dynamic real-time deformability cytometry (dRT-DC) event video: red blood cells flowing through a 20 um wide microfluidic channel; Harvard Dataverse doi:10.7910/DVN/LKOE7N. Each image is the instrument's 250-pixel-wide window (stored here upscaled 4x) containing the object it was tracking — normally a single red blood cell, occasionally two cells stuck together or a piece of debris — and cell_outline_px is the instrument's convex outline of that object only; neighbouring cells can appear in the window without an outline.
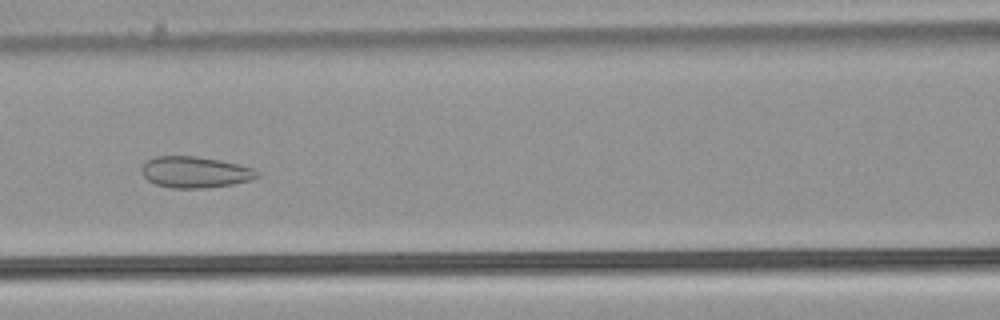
{"species": "common noctule bat (a hibernating species)", "species_latin": "Nyctalus noctula", "temperature_condition": "warm", "stored_images_in_passage": 51, "camera_frame_rate_fps": 3000, "um_per_image_px": 0.085, "animal": {"sex": "male", "body_mass_g": 21.5, "forearm_length_mm": 52.0}, "frame": {"image": 1, "passage_image": 23, "time_ms": 7.333, "image_size_px": [1000, 320], "cell_outline_px": [[260, 176], [248, 180], [232, 184], [208, 188], [172, 188], [156, 184], [148, 180], [144, 176], [140, 168], [148, 160], [156, 156], [196, 156], [220, 160], [240, 164], [256, 168], [260, 172]], "centroid_in_image_um": [16.62, 14.63], "position_along_channel_um": 150.0, "area_um2": 21.15}}
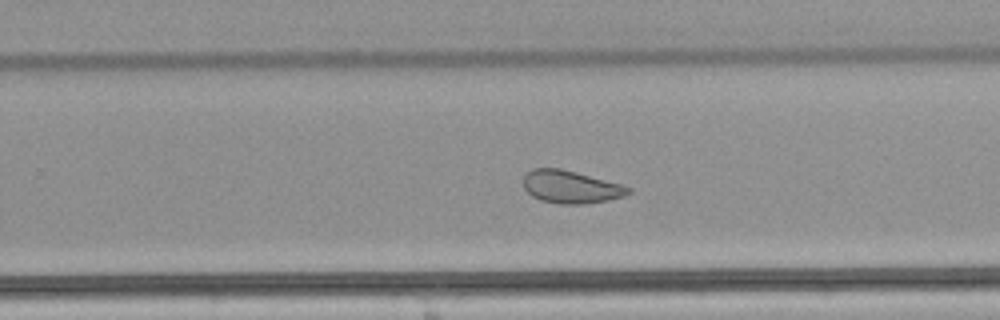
{"frame": {"image": 2, "passage_image": 33, "time_ms": 10.667, "image_size_px": [1000, 320], "cell_outline_px": [[632, 192], [624, 196], [608, 200], [584, 204], [560, 204], [540, 200], [532, 196], [524, 188], [524, 176], [532, 168], [560, 168], [576, 172], [620, 184], [632, 188]], "centroid_in_image_um": [48.52, 15.89], "position_along_channel_um": 281.3, "area_um2": 19.94}}
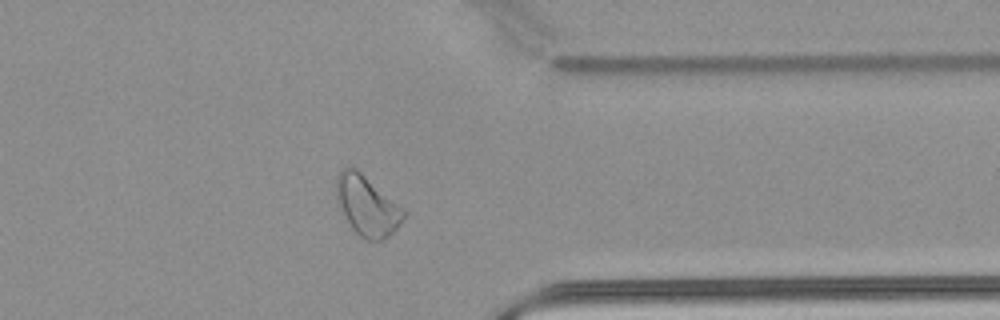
{"frame": {"image": 3, "passage_image": 41, "time_ms": 13.333, "image_size_px": [1000, 320], "cell_outline_px": [[408, 212], [400, 224], [384, 240], [364, 240], [352, 228], [336, 200], [336, 176], [340, 168], [356, 168]], "centroid_in_image_um": [31.2, 17.48], "position_along_channel_um": 380.2, "area_um2": 23.35}, "authors_computed_cell_mechanics": {"area_um2": 26.0678, "velocity_mm_per_s": 3.9557, "shape_relaxation_time_tau1_ms": null, "shape_relaxation_time_tau2_ms": 1.2336, "deformation_change_tau1": null, "deformation_change_tau2": 0.0784}}